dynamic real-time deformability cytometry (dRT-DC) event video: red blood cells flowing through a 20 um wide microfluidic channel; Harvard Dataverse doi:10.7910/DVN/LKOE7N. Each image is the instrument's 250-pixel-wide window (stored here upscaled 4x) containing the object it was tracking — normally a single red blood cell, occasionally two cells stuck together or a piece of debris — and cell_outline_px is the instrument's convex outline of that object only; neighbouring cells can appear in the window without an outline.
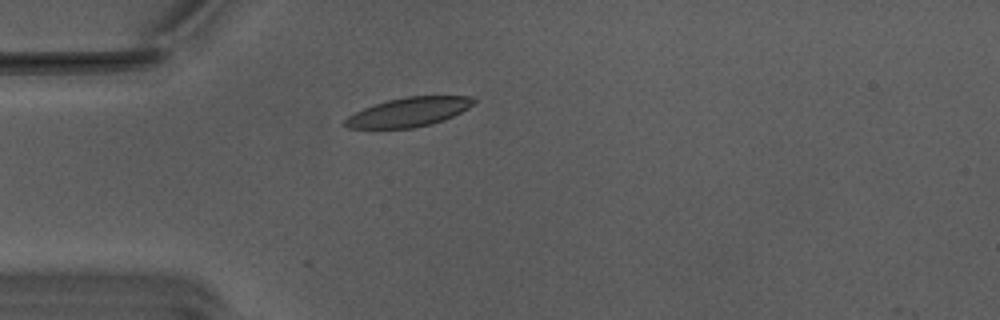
{"species": "Egyptian fruit bat (a non-hibernating species)", "species_latin": "Rousettus aegyptiacus", "temperature_condition": "warm", "stored_images_in_passage": 3, "camera_frame_rate_fps": 3000, "um_per_image_px": 0.085, "animal": {"sex": "male"}, "frame": {"image": 1, "passage_image": 1, "time_ms": 0.0, "image_size_px": [1000, 320], "cell_outline_px": [[476, 100], [468, 108], [444, 120], [432, 124], [412, 128], [348, 128], [340, 124], [348, 116], [364, 108], [388, 100], [408, 96], [472, 96]], "centroid_in_image_um": [34.72, 9.53], "position_along_channel_um": 50.3, "area_um2": 21.73}}